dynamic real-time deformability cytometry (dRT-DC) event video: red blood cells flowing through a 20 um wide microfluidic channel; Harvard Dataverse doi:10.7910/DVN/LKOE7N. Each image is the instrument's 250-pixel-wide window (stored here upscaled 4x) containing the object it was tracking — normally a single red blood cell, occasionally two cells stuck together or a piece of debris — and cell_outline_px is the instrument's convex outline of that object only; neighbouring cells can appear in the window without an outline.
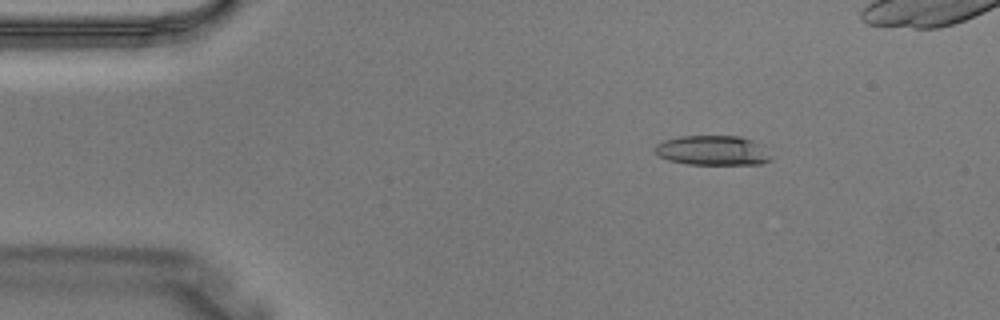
{"species": "Egyptian fruit bat (a non-hibernating species)", "species_latin": "Rousettus aegyptiacus", "temperature_condition": "warm", "stored_images_in_passage": 3, "camera_frame_rate_fps": 3000, "um_per_image_px": 0.085, "animal": {"sex": "male"}, "frame": {"image": 1, "passage_image": 3, "time_ms": 0.667, "image_size_px": [1000, 320], "cell_outline_px": [[772, 160], [760, 164], [688, 164], [668, 160], [652, 152], [652, 148], [656, 144], [664, 140], [680, 136], [740, 136], [752, 140], [772, 156]], "centroid_in_image_um": [60.51, 12.79], "position_along_channel_um": 24.5, "area_um2": 20.11}}